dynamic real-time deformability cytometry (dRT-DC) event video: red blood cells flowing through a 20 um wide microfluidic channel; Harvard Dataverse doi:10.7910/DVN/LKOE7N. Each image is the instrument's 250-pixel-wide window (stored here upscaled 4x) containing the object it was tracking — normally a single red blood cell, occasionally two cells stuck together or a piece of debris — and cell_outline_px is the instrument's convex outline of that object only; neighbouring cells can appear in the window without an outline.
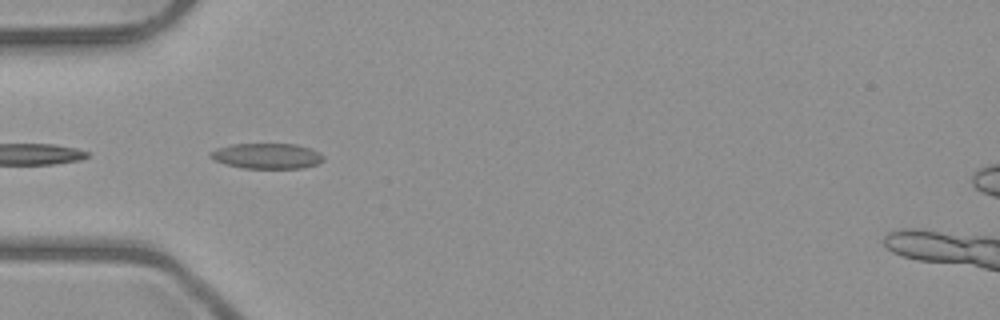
{"species": "common noctule bat (a hibernating species)", "species_latin": "Nyctalus noctula", "temperature_condition": "room temperature", "stored_images_in_passage": 7, "camera_frame_rate_fps": 3000, "um_per_image_px": 0.085, "animal": {"sex": "male", "body_mass_g": 23.1, "forearm_length_mm": 52.7}, "frame": {"image": 1, "passage_image": 4, "time_ms": 4.333, "image_size_px": [1000, 320], "cell_outline_px": [[324, 160], [316, 164], [304, 168], [244, 168], [224, 164], [208, 156], [208, 152], [216, 148], [232, 144], [296, 144], [312, 148], [320, 152], [324, 156]], "centroid_in_image_um": [22.69, 13.25], "position_along_channel_um": 62.3, "area_um2": 16.94}}
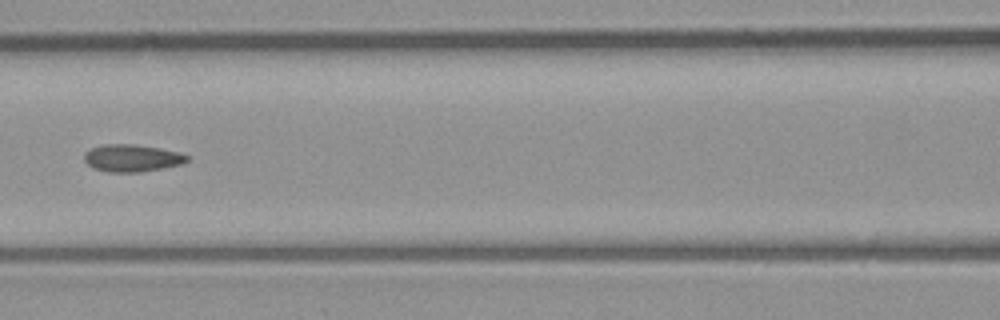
{"frame": {"image": 2, "passage_image": 6, "time_ms": 6.667, "image_size_px": [1000, 320], "cell_outline_px": [[188, 160], [184, 164], [164, 168], [140, 172], [108, 172], [92, 168], [84, 160], [84, 152], [92, 148], [104, 144], [136, 144], [160, 148], [180, 152], [188, 156]], "centroid_in_image_um": [11.23, 13.44], "position_along_channel_um": 155.4, "area_um2": 16.53}}
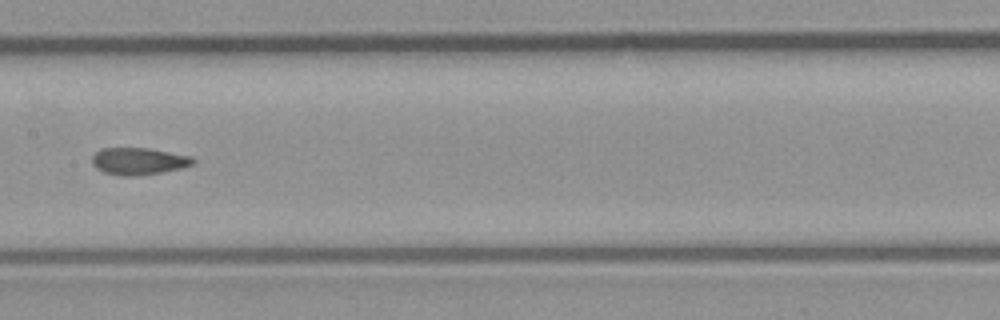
{"frame": {"image": 3, "passage_image": 7, "time_ms": 7.667, "image_size_px": [1000, 320], "cell_outline_px": [[196, 160], [192, 164], [180, 168], [160, 172], [132, 176], [120, 176], [104, 172], [96, 168], [92, 164], [92, 156], [100, 148], [148, 148], [192, 156]], "centroid_in_image_um": [11.75, 13.69], "position_along_channel_um": 195.6, "area_um2": 15.84}}